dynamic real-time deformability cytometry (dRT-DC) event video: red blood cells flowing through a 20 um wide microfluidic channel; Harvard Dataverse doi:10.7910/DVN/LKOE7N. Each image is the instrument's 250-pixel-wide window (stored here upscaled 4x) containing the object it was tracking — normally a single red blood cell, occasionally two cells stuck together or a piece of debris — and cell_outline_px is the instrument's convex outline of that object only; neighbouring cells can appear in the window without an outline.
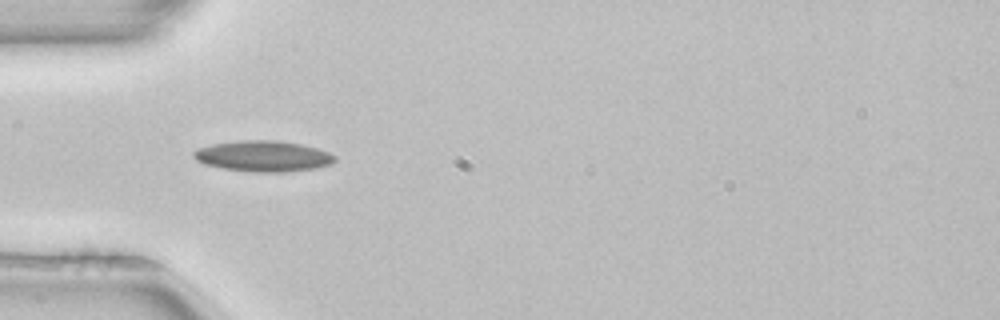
{"species": "common noctule bat (a hibernating species)", "species_latin": "Nyctalus noctula", "temperature_condition": "room temperature", "stored_images_in_passage": 50, "camera_frame_rate_fps": 3000, "um_per_image_px": 0.085, "animal": {"sex": "female", "body_mass_g": 22.7, "forearm_length_mm": 54.2}, "frame": {"image": 1, "passage_image": 15, "time_ms": 4.667, "image_size_px": [1000, 320], "cell_outline_px": [[336, 160], [332, 164], [316, 168], [288, 172], [256, 172], [224, 168], [204, 164], [196, 160], [192, 156], [192, 152], [196, 148], [212, 144], [244, 140], [276, 140], [300, 144], [316, 148], [328, 152], [336, 156]], "centroid_in_image_um": [22.37, 13.27], "position_along_channel_um": 62.6, "area_um2": 25.43}}
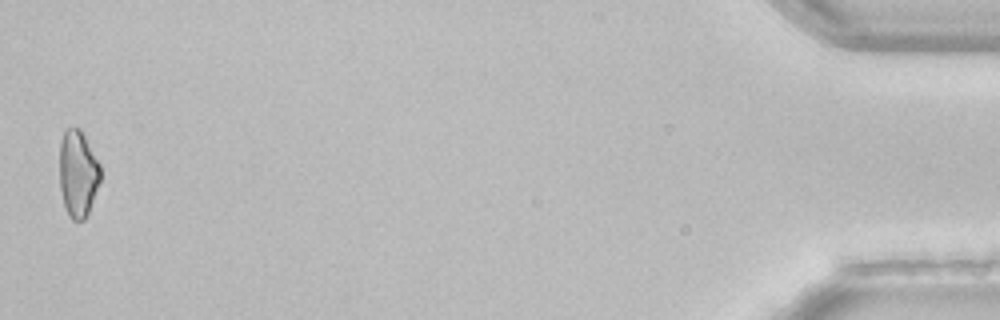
{"frame": {"image": 2, "passage_image": 50, "time_ms": 16.333, "image_size_px": [1000, 320], "cell_outline_px": [[100, 180], [88, 212], [84, 220], [72, 220], [68, 216], [64, 204], [60, 188], [60, 140], [64, 132], [68, 128], [80, 128], [100, 164]], "centroid_in_image_um": [6.61, 14.75], "position_along_channel_um": 428.6, "area_um2": 20.46}}